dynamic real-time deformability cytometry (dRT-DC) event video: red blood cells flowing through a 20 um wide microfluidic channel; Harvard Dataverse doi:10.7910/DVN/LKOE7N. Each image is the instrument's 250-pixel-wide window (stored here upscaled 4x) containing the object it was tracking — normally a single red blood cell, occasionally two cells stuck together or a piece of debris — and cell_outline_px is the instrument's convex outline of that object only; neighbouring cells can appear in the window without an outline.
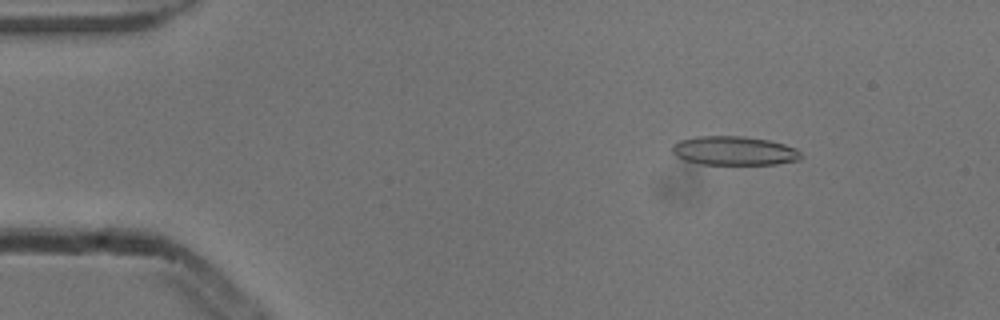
{"species": "common noctule bat (a hibernating species)", "species_latin": "Nyctalus noctula", "temperature_condition": "cold", "stored_images_in_passage": 53, "camera_frame_rate_fps": 3000, "um_per_image_px": 0.085, "animal": {"sex": "male", "body_mass_g": 13.3}, "frame": {"image": 1, "passage_image": 7, "time_ms": 2.0, "image_size_px": [1000, 320], "cell_outline_px": [[804, 156], [800, 160], [776, 164], [700, 164], [684, 160], [676, 156], [672, 152], [672, 144], [680, 140], [696, 136], [744, 136], [768, 140], [784, 144], [796, 148]], "centroid_in_image_um": [62.41, 12.81], "position_along_channel_um": 22.6, "area_um2": 21.91}}
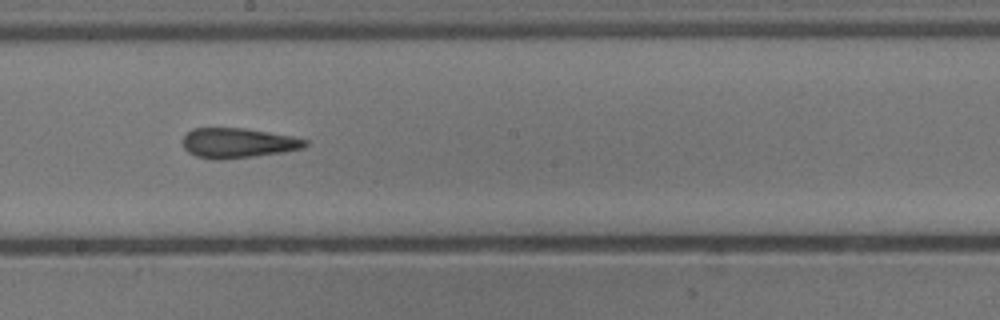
{"frame": {"image": 2, "passage_image": 29, "time_ms": 9.333, "image_size_px": [1000, 320], "cell_outline_px": [[308, 144], [304, 148], [284, 152], [220, 160], [212, 160], [196, 156], [188, 152], [184, 148], [184, 136], [192, 128], [244, 128], [292, 136], [308, 140]], "centroid_in_image_um": [20.23, 12.16], "position_along_channel_um": 228.0, "area_um2": 21.33}}
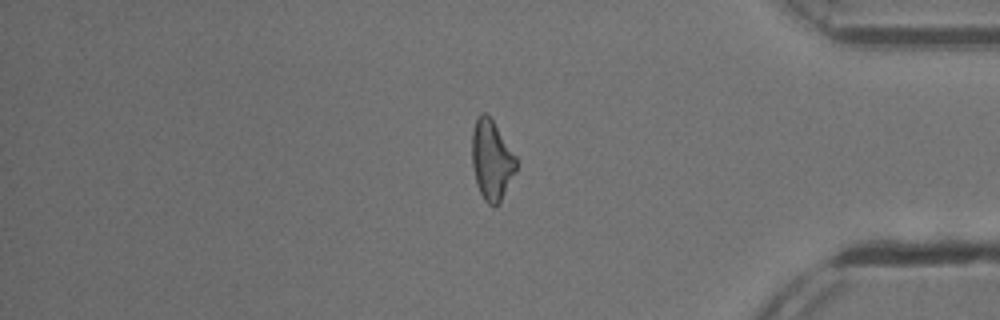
{"frame": {"image": 3, "passage_image": 44, "time_ms": 14.333, "image_size_px": [1000, 320], "cell_outline_px": [[516, 172], [500, 204], [492, 208], [484, 200], [476, 184], [472, 164], [472, 128], [480, 112], [488, 112], [516, 156]], "centroid_in_image_um": [41.79, 13.61], "position_along_channel_um": 393.4, "area_um2": 21.04}, "authors_computed_cell_mechanics": {"area_um2": 21.5594, "velocity_mm_per_s": 3.8574, "shape_relaxation_time_tau1_ms": null, "shape_relaxation_time_tau2_ms": 3.0326, "deformation_change_tau1": null, "deformation_change_tau2": 0.1432}}